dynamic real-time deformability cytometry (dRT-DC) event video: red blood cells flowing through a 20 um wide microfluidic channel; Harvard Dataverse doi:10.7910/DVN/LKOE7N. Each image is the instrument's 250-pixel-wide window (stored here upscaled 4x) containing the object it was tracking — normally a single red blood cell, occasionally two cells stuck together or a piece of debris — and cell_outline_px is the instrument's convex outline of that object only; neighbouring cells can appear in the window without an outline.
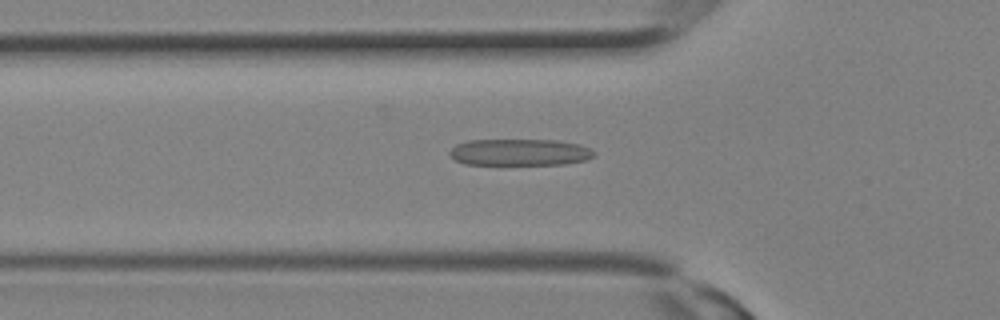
{"species": "Egyptian fruit bat (a non-hibernating species)", "species_latin": "Rousettus aegyptiacus", "temperature_condition": "room temperature", "stored_images_in_passage": 16, "camera_frame_rate_fps": 3000, "um_per_image_px": 0.085, "animal": {"sex": "female"}, "frame": {"image": 1, "passage_image": 5, "time_ms": 1.333, "image_size_px": [1000, 320], "cell_outline_px": [[596, 152], [592, 156], [584, 160], [564, 164], [464, 164], [456, 160], [448, 152], [456, 144], [468, 140], [556, 140], [580, 144]], "centroid_in_image_um": [44.16, 12.93], "position_along_channel_um": 81.6, "area_um2": 22.25}}
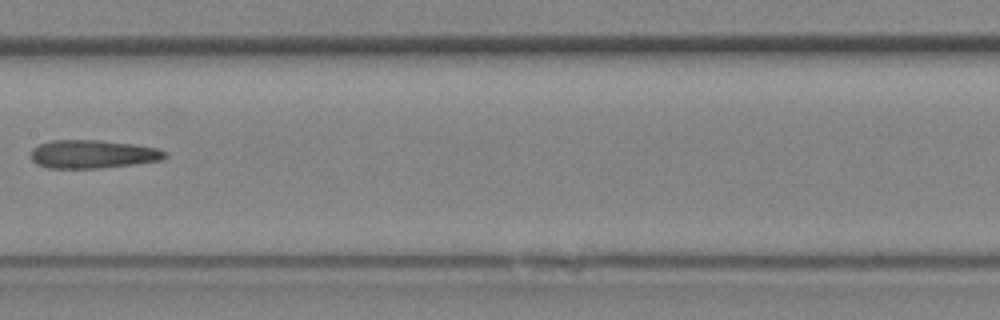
{"frame": {"image": 2, "passage_image": 10, "time_ms": 3.0, "image_size_px": [1000, 320], "cell_outline_px": [[168, 156], [164, 160], [136, 164], [100, 168], [48, 168], [36, 164], [32, 160], [32, 148], [40, 144], [52, 140], [100, 140], [136, 144], [156, 148], [168, 152]], "centroid_in_image_um": [7.94, 13.1], "position_along_channel_um": 199.5, "area_um2": 22.37}}
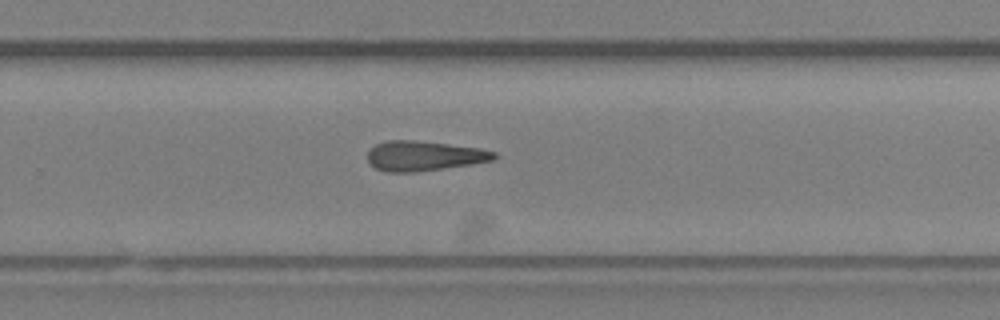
{"frame": {"image": 3, "passage_image": 14, "time_ms": 4.333, "image_size_px": [1000, 320], "cell_outline_px": [[496, 160], [472, 164], [416, 172], [388, 172], [376, 168], [368, 160], [368, 152], [376, 144], [388, 140], [412, 140], [448, 144], [480, 148], [496, 152]], "centroid_in_image_um": [36.07, 13.25], "position_along_channel_um": 293.7, "area_um2": 21.91}}